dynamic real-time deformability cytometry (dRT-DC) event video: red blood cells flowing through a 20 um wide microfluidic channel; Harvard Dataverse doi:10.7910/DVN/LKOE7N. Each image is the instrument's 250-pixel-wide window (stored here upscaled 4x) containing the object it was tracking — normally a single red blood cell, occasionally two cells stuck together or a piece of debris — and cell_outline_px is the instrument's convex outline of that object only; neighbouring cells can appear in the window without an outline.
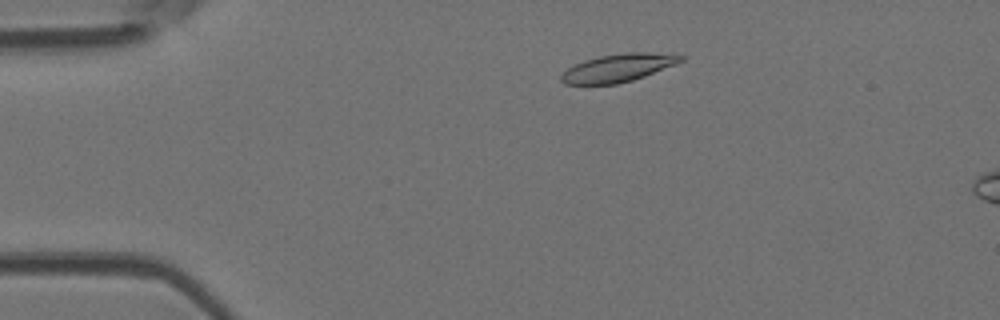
{"species": "Egyptian fruit bat (a non-hibernating species)", "species_latin": "Rousettus aegyptiacus", "temperature_condition": "room temperature", "stored_images_in_passage": 13, "camera_frame_rate_fps": 3000, "um_per_image_px": 0.085, "animal": {"sex": "female"}, "frame": {"image": 1, "passage_image": 8, "time_ms": 2.333, "image_size_px": [1000, 320], "cell_outline_px": [[684, 60], [676, 64], [644, 76], [632, 80], [616, 84], [564, 84], [560, 80], [560, 76], [568, 68], [584, 60], [600, 56], [628, 52], [648, 52], [684, 56]], "centroid_in_image_um": [52.53, 5.77], "position_along_channel_um": 32.5, "area_um2": 19.19}}